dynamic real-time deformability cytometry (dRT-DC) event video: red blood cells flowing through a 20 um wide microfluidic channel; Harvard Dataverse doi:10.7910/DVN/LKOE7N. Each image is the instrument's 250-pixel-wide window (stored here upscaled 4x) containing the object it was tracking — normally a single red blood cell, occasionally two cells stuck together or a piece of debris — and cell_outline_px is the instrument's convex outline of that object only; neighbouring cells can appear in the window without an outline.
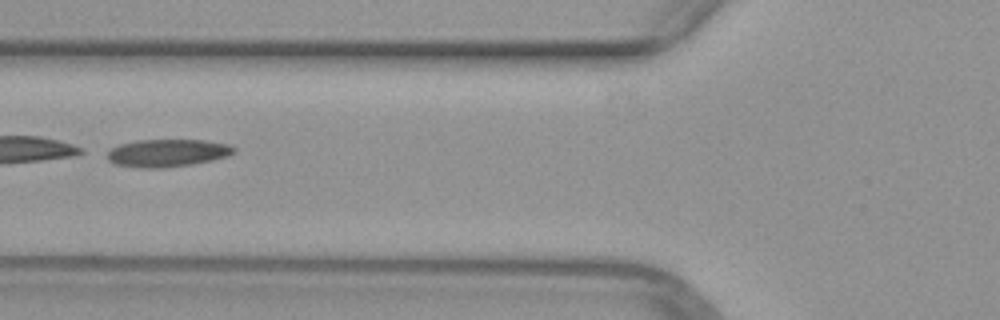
{"species": "common noctule bat (a hibernating species)", "species_latin": "Nyctalus noctula", "temperature_condition": "warm", "stored_images_in_passage": 35, "camera_frame_rate_fps": 3000, "um_per_image_px": 0.085, "animal": {"sex": "female", "body_mass_g": 29.2, "forearm_length_mm": 56.3}, "frame": {"image": 1, "passage_image": 5, "time_ms": 1.333, "image_size_px": [1000, 320], "cell_outline_px": [[236, 152], [228, 156], [212, 160], [192, 164], [164, 168], [140, 168], [112, 164], [108, 160], [108, 152], [112, 148], [120, 144], [136, 140], [204, 140], [228, 144], [236, 148]], "centroid_in_image_um": [14.23, 13.01], "position_along_channel_um": 111.6, "area_um2": 20.52}}
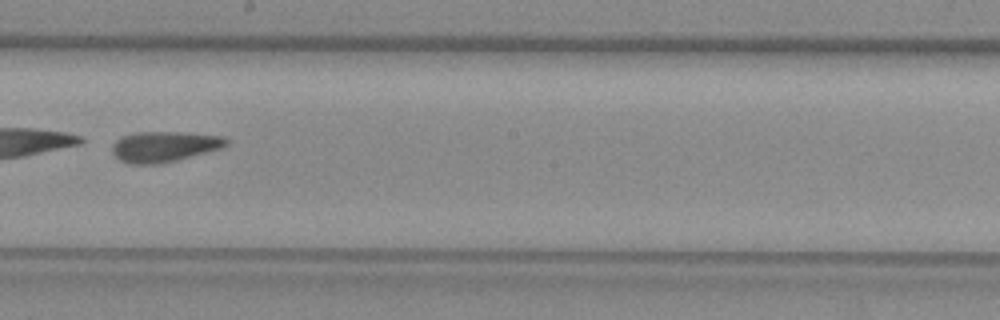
{"frame": {"image": 2, "passage_image": 14, "time_ms": 4.333, "image_size_px": [1000, 320], "cell_outline_px": [[228, 144], [224, 148], [160, 164], [128, 164], [120, 160], [112, 152], [112, 144], [120, 136], [136, 132], [176, 132], [224, 136], [228, 140]], "centroid_in_image_um": [13.95, 12.46], "position_along_channel_um": 234.2, "area_um2": 20.46}}
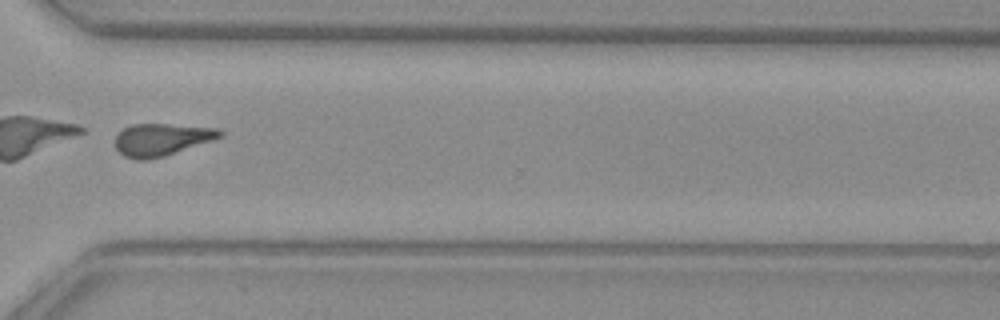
{"frame": {"image": 3, "passage_image": 23, "time_ms": 7.333, "image_size_px": [1000, 320], "cell_outline_px": [[224, 136], [164, 156], [148, 160], [136, 160], [124, 156], [116, 148], [116, 136], [124, 128], [132, 124], [168, 124], [220, 128], [224, 132]], "centroid_in_image_um": [13.75, 11.86], "position_along_channel_um": 356.8, "area_um2": 19.65}}